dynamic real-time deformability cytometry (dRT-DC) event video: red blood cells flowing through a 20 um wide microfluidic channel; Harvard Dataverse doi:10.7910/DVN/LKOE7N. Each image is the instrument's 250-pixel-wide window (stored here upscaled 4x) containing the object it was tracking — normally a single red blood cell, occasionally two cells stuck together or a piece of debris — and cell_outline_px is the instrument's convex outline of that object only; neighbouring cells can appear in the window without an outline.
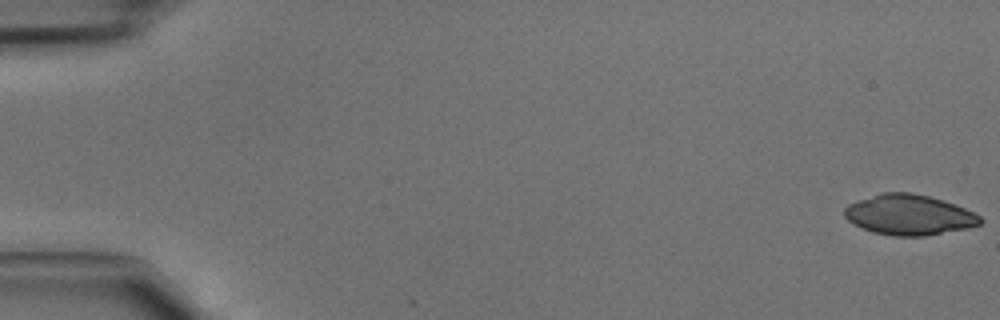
{"species": "common noctule bat (a hibernating species)", "species_latin": "Nyctalus noctula", "temperature_condition": "cold", "stored_images_in_passage": 4, "camera_frame_rate_fps": 3000, "um_per_image_px": 0.085, "animal": {"sex": "male", "body_mass_g": 15.6}, "frame": {"image": 1, "passage_image": 1, "time_ms": 0.0, "image_size_px": [1000, 320], "cell_outline_px": [[984, 220], [980, 224], [968, 228], [924, 236], [892, 236], [872, 232], [860, 228], [852, 224], [844, 216], [844, 208], [848, 204], [856, 200], [880, 192], [912, 192], [944, 200], [964, 208], [980, 216]], "centroid_in_image_um": [77.22, 18.26], "position_along_channel_um": 7.8, "area_um2": 32.25}}